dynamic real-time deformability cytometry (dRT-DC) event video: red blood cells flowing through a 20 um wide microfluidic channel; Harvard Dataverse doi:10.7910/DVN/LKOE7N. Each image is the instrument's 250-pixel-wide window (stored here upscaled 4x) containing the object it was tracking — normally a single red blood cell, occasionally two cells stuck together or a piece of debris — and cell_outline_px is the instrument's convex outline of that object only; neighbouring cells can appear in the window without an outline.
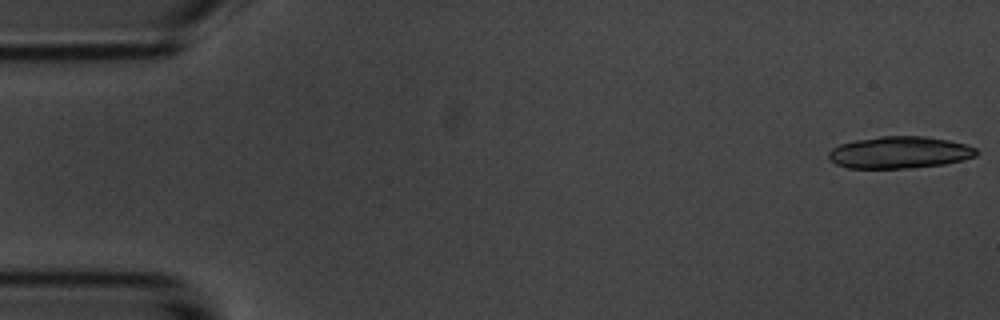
{"species": "common noctule bat (a hibernating species)", "species_latin": "Nyctalus noctula", "temperature_condition": "room temperature", "stored_images_in_passage": 22, "camera_frame_rate_fps": 3000, "um_per_image_px": 0.085, "animal": {"sex": "male", "body_mass_g": 20.1, "forearm_length_mm": 53.5}, "frame": {"image": 1, "passage_image": 1, "time_ms": 0.0, "image_size_px": [1000, 320], "cell_outline_px": [[980, 152], [976, 156], [944, 164], [908, 168], [848, 168], [836, 164], [828, 160], [828, 152], [832, 148], [840, 144], [856, 140], [880, 136], [924, 136], [948, 140], [964, 144], [976, 148]], "centroid_in_image_um": [76.44, 12.95], "position_along_channel_um": 8.6, "area_um2": 27.51}}